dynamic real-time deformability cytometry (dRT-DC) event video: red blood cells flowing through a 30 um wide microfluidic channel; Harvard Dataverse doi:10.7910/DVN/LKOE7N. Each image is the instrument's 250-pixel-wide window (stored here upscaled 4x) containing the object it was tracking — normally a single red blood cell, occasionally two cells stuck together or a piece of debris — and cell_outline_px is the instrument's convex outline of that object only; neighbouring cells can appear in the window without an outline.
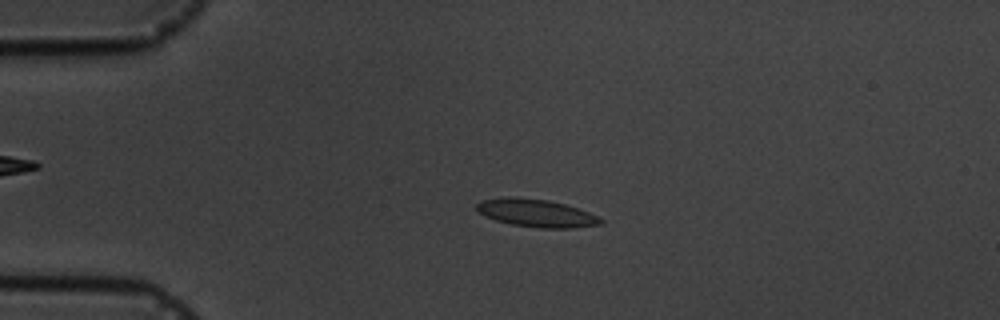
{"species": "common noctule bat (a hibernating species)", "species_latin": "Nyctalus noctula", "temperature_condition": "cold", "stored_images_in_passage": 4, "camera_frame_rate_fps": 3000, "um_per_image_px": 0.085, "animal": {"sex": "male", "body_mass_g": 19.5, "forearm_length_mm": 54.6}, "frame": {"image": 1, "passage_image": 3, "time_ms": 2.333, "image_size_px": [1000, 320], "cell_outline_px": [[604, 220], [600, 224], [572, 228], [540, 228], [512, 224], [496, 220], [484, 216], [476, 208], [476, 204], [484, 200], [500, 196], [512, 196], [548, 200], [564, 204], [588, 212]], "centroid_in_image_um": [45.54, 18.1], "position_along_channel_um": 39.5, "area_um2": 19.94}}